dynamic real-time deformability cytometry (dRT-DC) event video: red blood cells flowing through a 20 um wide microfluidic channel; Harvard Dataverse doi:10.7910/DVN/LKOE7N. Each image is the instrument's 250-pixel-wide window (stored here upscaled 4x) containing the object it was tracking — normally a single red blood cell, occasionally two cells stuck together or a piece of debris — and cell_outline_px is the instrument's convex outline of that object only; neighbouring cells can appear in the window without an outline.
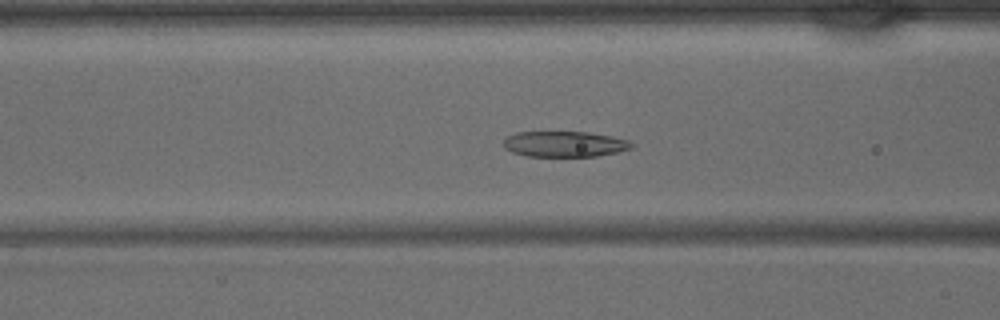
{"species": "common noctule bat (a hibernating species)", "species_latin": "Nyctalus noctula", "temperature_condition": "warm", "stored_images_in_passage": 42, "camera_frame_rate_fps": 3000, "um_per_image_px": 0.085, "animal": {"sex": "male", "body_mass_g": 15.6}, "frame": {"image": 1, "passage_image": 16, "time_ms": 5.0, "image_size_px": [1000, 320], "cell_outline_px": [[636, 144], [632, 148], [616, 152], [596, 156], [524, 156], [512, 152], [504, 148], [504, 140], [508, 136], [516, 132], [588, 132], [612, 136], [628, 140]], "centroid_in_image_um": [48.0, 12.24], "position_along_channel_um": 118.6, "area_um2": 19.19}}
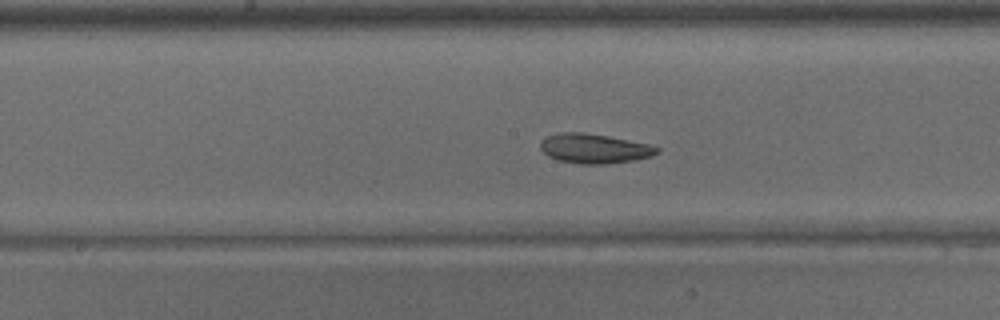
{"frame": {"image": 2, "passage_image": 21, "time_ms": 6.667, "image_size_px": [1000, 320], "cell_outline_px": [[660, 152], [652, 156], [632, 160], [604, 164], [580, 164], [560, 160], [548, 156], [540, 148], [540, 140], [544, 136], [560, 132], [584, 132], [608, 136], [648, 144], [660, 148]], "centroid_in_image_um": [50.48, 12.61], "position_along_channel_um": 197.7, "area_um2": 20.11}}
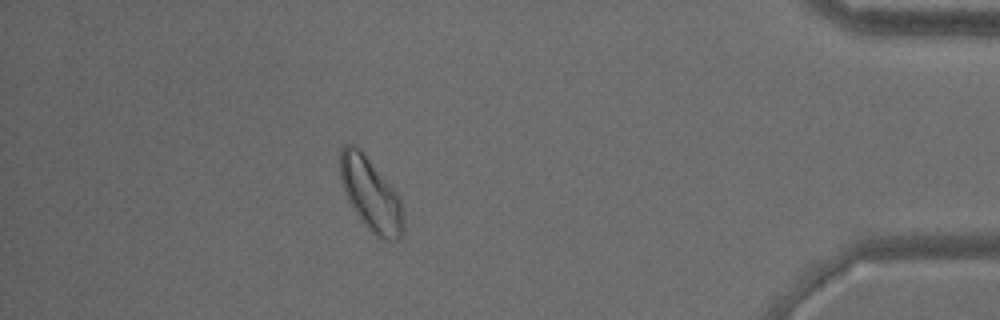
{"frame": {"image": 3, "passage_image": 37, "time_ms": 12.0, "image_size_px": [1000, 320], "cell_outline_px": [[404, 236], [400, 240], [384, 240], [372, 232], [364, 224], [352, 208], [344, 192], [340, 180], [340, 148], [344, 144], [356, 144], [364, 152], [400, 196], [404, 224]], "centroid_in_image_um": [31.52, 16.5], "position_along_channel_um": 403.7, "area_um2": 27.34}}